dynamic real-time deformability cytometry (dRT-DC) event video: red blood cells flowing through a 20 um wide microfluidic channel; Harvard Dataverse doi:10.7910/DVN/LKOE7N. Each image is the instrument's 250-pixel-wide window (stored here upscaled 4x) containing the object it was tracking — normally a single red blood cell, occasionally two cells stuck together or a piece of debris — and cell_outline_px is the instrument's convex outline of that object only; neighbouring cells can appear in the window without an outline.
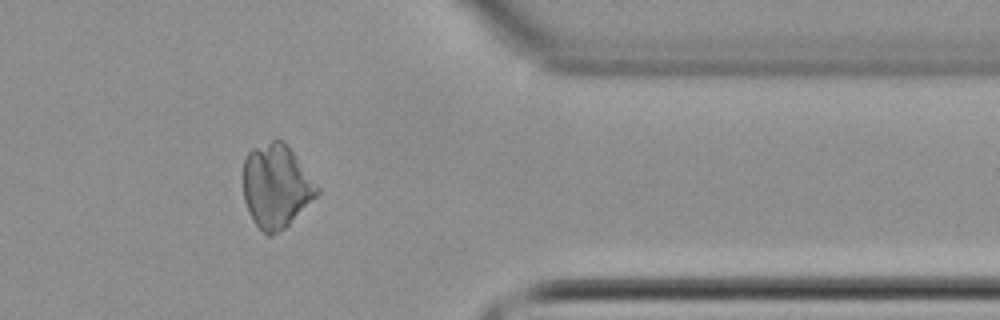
{"species": "common noctule bat (a hibernating species)", "species_latin": "Nyctalus noctula", "temperature_condition": "cold", "stored_images_in_passage": 39, "camera_frame_rate_fps": 3000, "um_per_image_px": 0.085, "animal": {"sex": "female", "body_mass_g": 22.7, "forearm_length_mm": 54.2}, "frame": {"image": 1, "passage_image": 30, "time_ms": 9.667, "image_size_px": [1000, 320], "cell_outline_px": [[320, 192], [280, 232], [272, 236], [268, 236], [252, 220], [248, 212], [244, 200], [244, 160], [248, 152], [252, 148], [276, 136], [292, 152], [320, 188]], "centroid_in_image_um": [23.45, 15.81], "position_along_channel_um": 388.0, "area_um2": 35.66}}